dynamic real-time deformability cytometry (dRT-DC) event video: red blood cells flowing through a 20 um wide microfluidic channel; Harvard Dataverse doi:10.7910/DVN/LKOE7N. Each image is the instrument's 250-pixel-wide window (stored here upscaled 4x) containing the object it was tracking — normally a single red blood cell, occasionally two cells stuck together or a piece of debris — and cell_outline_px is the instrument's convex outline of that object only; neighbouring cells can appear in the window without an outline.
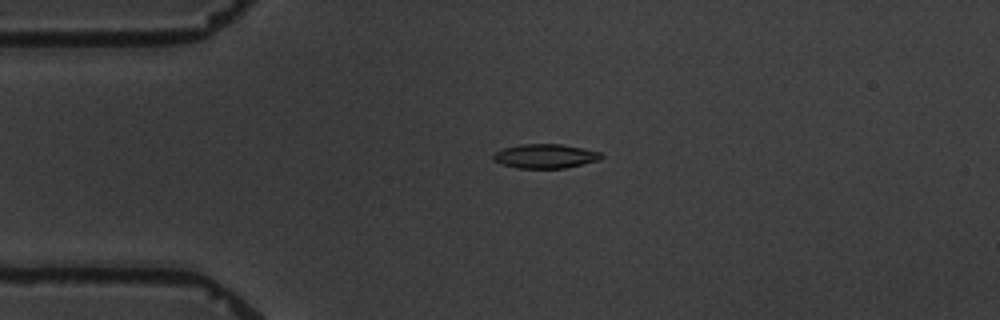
{"species": "common noctule bat (a hibernating species)", "species_latin": "Nyctalus noctula", "temperature_condition": "warm", "stored_images_in_passage": 5, "camera_frame_rate_fps": 3000, "um_per_image_px": 0.085, "animal": {"sex": "male", "body_mass_g": 19.5, "forearm_length_mm": 54.6}, "frame": {"image": 1, "passage_image": 4, "time_ms": 3.667, "image_size_px": [1000, 320], "cell_outline_px": [[604, 156], [600, 160], [564, 168], [516, 168], [492, 160], [492, 156], [496, 152], [504, 148], [520, 144], [560, 144], [600, 152]], "centroid_in_image_um": [46.34, 13.27], "position_along_channel_um": 38.7, "area_um2": 15.09}}